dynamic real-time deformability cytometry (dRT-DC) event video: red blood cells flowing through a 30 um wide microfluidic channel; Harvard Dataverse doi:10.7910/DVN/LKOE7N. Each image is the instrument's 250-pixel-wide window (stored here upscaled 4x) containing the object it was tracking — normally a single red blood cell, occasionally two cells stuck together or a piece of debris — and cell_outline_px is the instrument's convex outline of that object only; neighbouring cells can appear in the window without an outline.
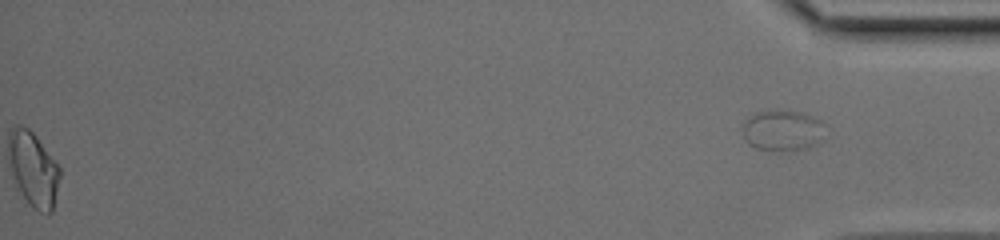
{"species": "common noctule bat (a hibernating species)", "species_latin": "Nyctalus noctula", "temperature_condition": "cold", "stored_images_in_passage": 39, "segment_of_instrument_passage": [2, 2], "camera_frame_rate_fps": 3000, "um_per_image_px": 0.085, "animal": {"sex": "female", "body_mass_g": 17.0, "forearm_length_mm": 48.0}, "frame": {"image": 1, "passage_image": 39, "time_ms": 12.667, "image_size_px": [1000, 240], "cell_outline_px": [[828, 136], [816, 144], [800, 148], [756, 148], [748, 144], [744, 140], [740, 124], [752, 112], [776, 108], [784, 108], [804, 112], [824, 120]], "centroid_in_image_um": [66.53, 10.97], "position_along_channel_um": 368.7, "area_um2": 20.52}}